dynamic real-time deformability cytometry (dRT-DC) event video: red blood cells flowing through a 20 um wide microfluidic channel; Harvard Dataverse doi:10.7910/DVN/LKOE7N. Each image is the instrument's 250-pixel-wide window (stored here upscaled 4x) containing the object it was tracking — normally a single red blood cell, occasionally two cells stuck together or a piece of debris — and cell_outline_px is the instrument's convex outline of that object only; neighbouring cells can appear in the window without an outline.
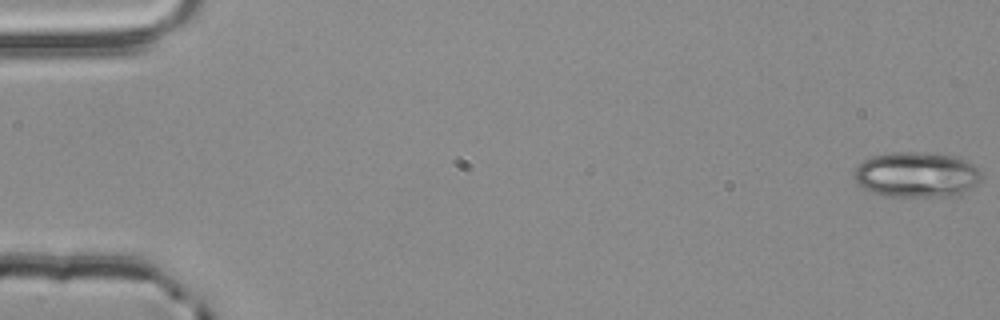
{"species": "common noctule bat (a hibernating species)", "species_latin": "Nyctalus noctula", "temperature_condition": "room temperature", "stored_images_in_passage": 4, "camera_frame_rate_fps": 3000, "um_per_image_px": 0.085, "animal": {"sex": "male", "body_mass_g": 20.4}, "frame": {"image": 1, "passage_image": 1, "time_ms": 0.0, "image_size_px": [1000, 320], "cell_outline_px": [[980, 180], [968, 192], [960, 196], [884, 196], [872, 192], [864, 188], [852, 176], [856, 168], [864, 160], [872, 156], [892, 152], [916, 152], [960, 156], [968, 160], [980, 172]], "centroid_in_image_um": [77.95, 14.85], "position_along_channel_um": 7.1, "area_um2": 33.87}}